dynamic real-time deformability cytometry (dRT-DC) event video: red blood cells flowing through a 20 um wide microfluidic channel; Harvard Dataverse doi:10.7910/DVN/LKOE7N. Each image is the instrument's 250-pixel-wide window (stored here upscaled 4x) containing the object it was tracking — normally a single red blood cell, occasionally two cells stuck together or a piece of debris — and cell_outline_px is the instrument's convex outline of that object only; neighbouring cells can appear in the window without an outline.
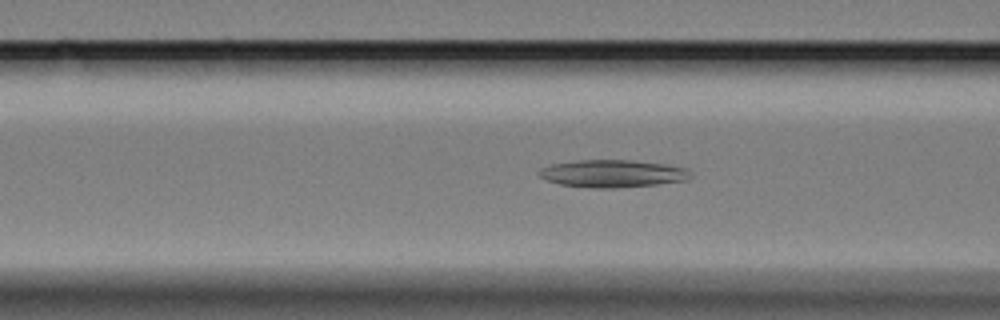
{"species": "Egyptian fruit bat (a non-hibernating species)", "species_latin": "Rousettus aegyptiacus", "temperature_condition": "cold", "stored_images_in_passage": 50, "camera_frame_rate_fps": 3000, "um_per_image_px": 0.085, "animal": {"sex": "female"}, "frame": {"image": 1, "passage_image": 20, "time_ms": 6.333, "image_size_px": [1000, 320], "cell_outline_px": [[692, 176], [688, 180], [656, 184], [616, 188], [592, 188], [560, 184], [548, 180], [540, 176], [536, 172], [540, 168], [552, 164], [580, 160], [628, 160], [660, 164], [684, 168]], "centroid_in_image_um": [52.02, 14.76], "position_along_channel_um": 114.6, "area_um2": 23.93}}
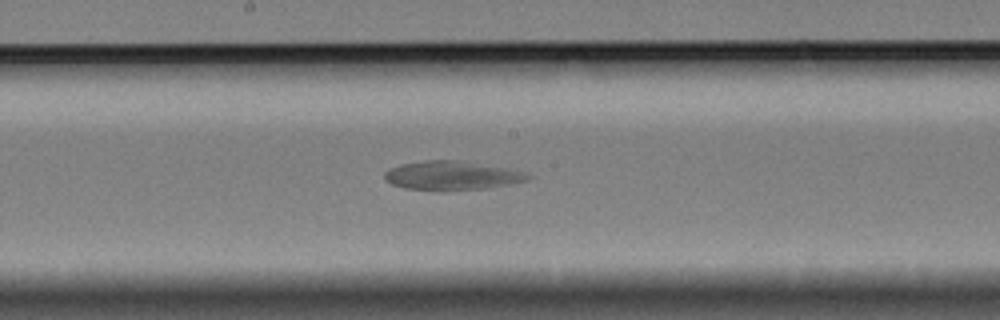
{"frame": {"image": 2, "passage_image": 29, "time_ms": 9.333, "image_size_px": [1000, 320], "cell_outline_px": [[532, 176], [524, 180], [484, 188], [448, 192], [444, 192], [404, 188], [392, 184], [384, 180], [384, 172], [388, 168], [400, 164], [424, 160], [456, 160], [520, 172]], "centroid_in_image_um": [38.19, 14.94], "position_along_channel_um": 210.0, "area_um2": 23.76}}
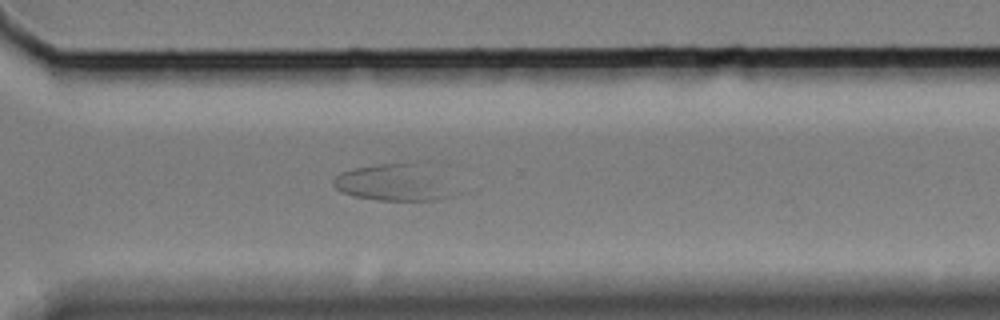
{"frame": {"image": 3, "passage_image": 41, "time_ms": 13.333, "image_size_px": [1000, 320], "cell_outline_px": [[468, 192], [460, 196], [436, 200], [376, 200], [352, 196], [336, 188], [332, 184], [332, 180], [340, 172], [356, 168], [380, 164], [408, 164]], "centroid_in_image_um": [33.51, 15.62], "position_along_channel_um": 337.1, "area_um2": 25.2}}